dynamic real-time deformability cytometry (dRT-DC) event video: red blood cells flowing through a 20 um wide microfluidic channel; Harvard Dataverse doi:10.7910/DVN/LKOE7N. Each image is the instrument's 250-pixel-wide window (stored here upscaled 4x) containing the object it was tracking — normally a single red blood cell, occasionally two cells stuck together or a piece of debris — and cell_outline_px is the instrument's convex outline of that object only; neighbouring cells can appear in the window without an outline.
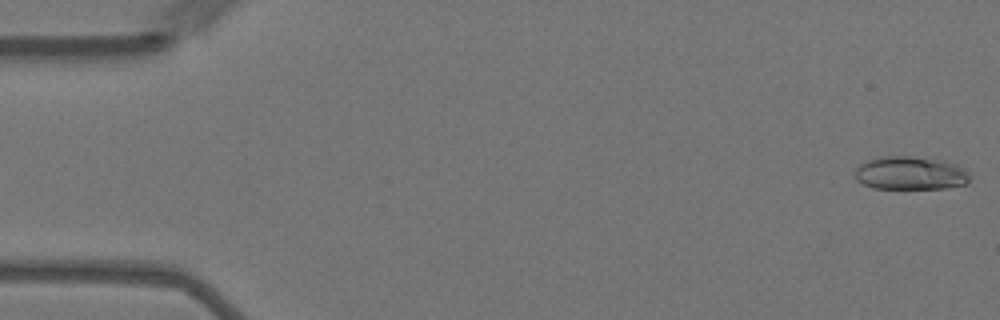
{"species": "Egyptian fruit bat (a non-hibernating species)", "species_latin": "Rousettus aegyptiacus", "temperature_condition": "warm", "stored_images_in_passage": 57, "segment_of_instrument_passage": [1, 2], "camera_frame_rate_fps": 3000, "um_per_image_px": 0.085, "animal": {"sex": "female"}, "frame": {"image": 1, "passage_image": 1, "time_ms": 0.0, "image_size_px": [1000, 320], "cell_outline_px": [[968, 184], [948, 188], [872, 188], [856, 180], [856, 168], [864, 160], [880, 156], [912, 156], [944, 160], [956, 164], [964, 168], [968, 172]], "centroid_in_image_um": [77.38, 14.7], "position_along_channel_um": 7.6, "area_um2": 22.48}}
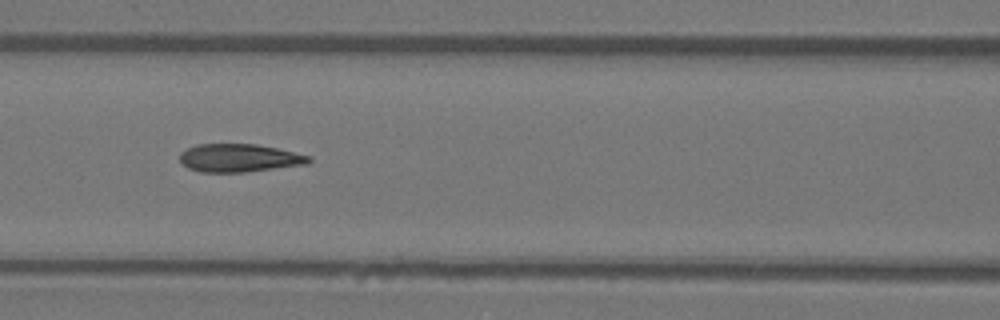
{"frame": {"image": 2, "passage_image": 24, "time_ms": 7.667, "image_size_px": [1000, 320], "cell_outline_px": [[312, 160], [308, 164], [244, 172], [200, 172], [188, 168], [180, 160], [180, 152], [196, 144], [256, 144], [276, 148], [312, 156]], "centroid_in_image_um": [20.35, 13.43], "position_along_channel_um": 146.3, "area_um2": 21.1}}
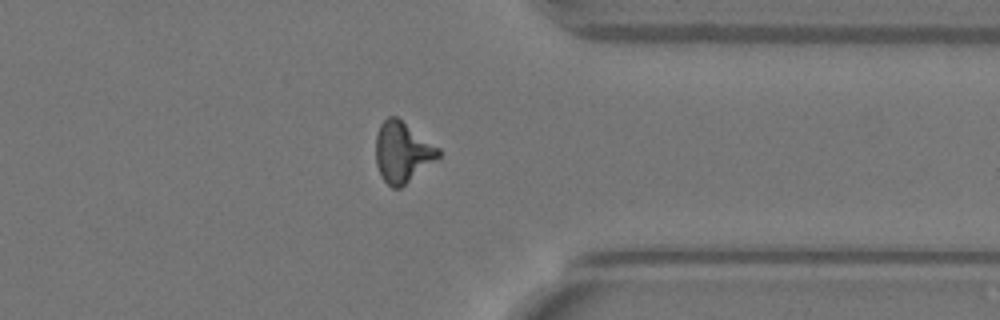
{"frame": {"image": 3, "passage_image": 44, "time_ms": 14.333, "image_size_px": [1000, 320], "cell_outline_px": [[440, 156], [436, 160], [400, 188], [392, 188], [380, 176], [376, 164], [376, 136], [380, 124], [388, 116], [396, 116], [440, 148]], "centroid_in_image_um": [34.19, 12.93], "position_along_channel_um": 377.2, "area_um2": 22.02}}